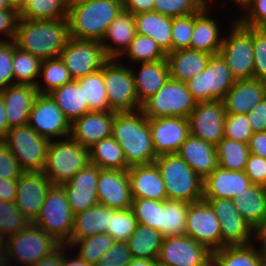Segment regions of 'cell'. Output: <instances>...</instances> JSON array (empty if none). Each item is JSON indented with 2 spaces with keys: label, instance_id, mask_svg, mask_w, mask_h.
<instances>
[{
  "label": "cell",
  "instance_id": "9f6ffc18",
  "mask_svg": "<svg viewBox=\"0 0 266 266\" xmlns=\"http://www.w3.org/2000/svg\"><path fill=\"white\" fill-rule=\"evenodd\" d=\"M254 78L266 82V31L253 28Z\"/></svg>",
  "mask_w": 266,
  "mask_h": 266
},
{
  "label": "cell",
  "instance_id": "94428289",
  "mask_svg": "<svg viewBox=\"0 0 266 266\" xmlns=\"http://www.w3.org/2000/svg\"><path fill=\"white\" fill-rule=\"evenodd\" d=\"M244 173L252 184L266 187V158L249 154Z\"/></svg>",
  "mask_w": 266,
  "mask_h": 266
},
{
  "label": "cell",
  "instance_id": "f546056e",
  "mask_svg": "<svg viewBox=\"0 0 266 266\" xmlns=\"http://www.w3.org/2000/svg\"><path fill=\"white\" fill-rule=\"evenodd\" d=\"M134 16L125 10L113 20L100 42L108 59H119L136 36Z\"/></svg>",
  "mask_w": 266,
  "mask_h": 266
},
{
  "label": "cell",
  "instance_id": "67dfc351",
  "mask_svg": "<svg viewBox=\"0 0 266 266\" xmlns=\"http://www.w3.org/2000/svg\"><path fill=\"white\" fill-rule=\"evenodd\" d=\"M155 266H166V265H163V264H160V263L156 262Z\"/></svg>",
  "mask_w": 266,
  "mask_h": 266
},
{
  "label": "cell",
  "instance_id": "74e56055",
  "mask_svg": "<svg viewBox=\"0 0 266 266\" xmlns=\"http://www.w3.org/2000/svg\"><path fill=\"white\" fill-rule=\"evenodd\" d=\"M90 163L100 169L128 170L124 152L112 137L104 138L89 148Z\"/></svg>",
  "mask_w": 266,
  "mask_h": 266
},
{
  "label": "cell",
  "instance_id": "979ff035",
  "mask_svg": "<svg viewBox=\"0 0 266 266\" xmlns=\"http://www.w3.org/2000/svg\"><path fill=\"white\" fill-rule=\"evenodd\" d=\"M0 9H14V8H11L6 2V0H0Z\"/></svg>",
  "mask_w": 266,
  "mask_h": 266
},
{
  "label": "cell",
  "instance_id": "ab89813d",
  "mask_svg": "<svg viewBox=\"0 0 266 266\" xmlns=\"http://www.w3.org/2000/svg\"><path fill=\"white\" fill-rule=\"evenodd\" d=\"M189 205L190 203L185 201H162L160 233L163 237L186 235V220Z\"/></svg>",
  "mask_w": 266,
  "mask_h": 266
},
{
  "label": "cell",
  "instance_id": "11a10c76",
  "mask_svg": "<svg viewBox=\"0 0 266 266\" xmlns=\"http://www.w3.org/2000/svg\"><path fill=\"white\" fill-rule=\"evenodd\" d=\"M253 135L247 114H227L224 126V137L248 143Z\"/></svg>",
  "mask_w": 266,
  "mask_h": 266
},
{
  "label": "cell",
  "instance_id": "b9fcfbb0",
  "mask_svg": "<svg viewBox=\"0 0 266 266\" xmlns=\"http://www.w3.org/2000/svg\"><path fill=\"white\" fill-rule=\"evenodd\" d=\"M256 236H266V220L262 224V226L256 230Z\"/></svg>",
  "mask_w": 266,
  "mask_h": 266
},
{
  "label": "cell",
  "instance_id": "277c9868",
  "mask_svg": "<svg viewBox=\"0 0 266 266\" xmlns=\"http://www.w3.org/2000/svg\"><path fill=\"white\" fill-rule=\"evenodd\" d=\"M154 163L164 181L167 200H202L203 179L176 153L160 155Z\"/></svg>",
  "mask_w": 266,
  "mask_h": 266
},
{
  "label": "cell",
  "instance_id": "6f0895ef",
  "mask_svg": "<svg viewBox=\"0 0 266 266\" xmlns=\"http://www.w3.org/2000/svg\"><path fill=\"white\" fill-rule=\"evenodd\" d=\"M13 52L14 40L0 41V90L14 85Z\"/></svg>",
  "mask_w": 266,
  "mask_h": 266
},
{
  "label": "cell",
  "instance_id": "f907efd6",
  "mask_svg": "<svg viewBox=\"0 0 266 266\" xmlns=\"http://www.w3.org/2000/svg\"><path fill=\"white\" fill-rule=\"evenodd\" d=\"M131 208L138 224L149 226L160 232L162 201L133 199Z\"/></svg>",
  "mask_w": 266,
  "mask_h": 266
},
{
  "label": "cell",
  "instance_id": "3957f363",
  "mask_svg": "<svg viewBox=\"0 0 266 266\" xmlns=\"http://www.w3.org/2000/svg\"><path fill=\"white\" fill-rule=\"evenodd\" d=\"M122 10V0L70 1L67 14L70 37L101 42Z\"/></svg>",
  "mask_w": 266,
  "mask_h": 266
},
{
  "label": "cell",
  "instance_id": "d6986e66",
  "mask_svg": "<svg viewBox=\"0 0 266 266\" xmlns=\"http://www.w3.org/2000/svg\"><path fill=\"white\" fill-rule=\"evenodd\" d=\"M52 183L43 171H24L17 179L15 206L30 220L38 217Z\"/></svg>",
  "mask_w": 266,
  "mask_h": 266
},
{
  "label": "cell",
  "instance_id": "09005b40",
  "mask_svg": "<svg viewBox=\"0 0 266 266\" xmlns=\"http://www.w3.org/2000/svg\"><path fill=\"white\" fill-rule=\"evenodd\" d=\"M213 2H216L215 0H198V2L204 7V8H211L213 7L211 4Z\"/></svg>",
  "mask_w": 266,
  "mask_h": 266
},
{
  "label": "cell",
  "instance_id": "9a60e30c",
  "mask_svg": "<svg viewBox=\"0 0 266 266\" xmlns=\"http://www.w3.org/2000/svg\"><path fill=\"white\" fill-rule=\"evenodd\" d=\"M208 201L219 219L221 248L248 245L255 242L256 231L238 212L233 199H203Z\"/></svg>",
  "mask_w": 266,
  "mask_h": 266
},
{
  "label": "cell",
  "instance_id": "f6af8a7d",
  "mask_svg": "<svg viewBox=\"0 0 266 266\" xmlns=\"http://www.w3.org/2000/svg\"><path fill=\"white\" fill-rule=\"evenodd\" d=\"M41 63L42 60L39 57L21 50L14 41L12 60L14 84H31L35 86L39 78Z\"/></svg>",
  "mask_w": 266,
  "mask_h": 266
},
{
  "label": "cell",
  "instance_id": "7bdbcfd3",
  "mask_svg": "<svg viewBox=\"0 0 266 266\" xmlns=\"http://www.w3.org/2000/svg\"><path fill=\"white\" fill-rule=\"evenodd\" d=\"M77 81L83 87L84 102L88 103L90 111H111L103 79V66Z\"/></svg>",
  "mask_w": 266,
  "mask_h": 266
},
{
  "label": "cell",
  "instance_id": "003e7915",
  "mask_svg": "<svg viewBox=\"0 0 266 266\" xmlns=\"http://www.w3.org/2000/svg\"><path fill=\"white\" fill-rule=\"evenodd\" d=\"M17 193V179H1L0 178V200L14 202Z\"/></svg>",
  "mask_w": 266,
  "mask_h": 266
},
{
  "label": "cell",
  "instance_id": "5bb4252c",
  "mask_svg": "<svg viewBox=\"0 0 266 266\" xmlns=\"http://www.w3.org/2000/svg\"><path fill=\"white\" fill-rule=\"evenodd\" d=\"M156 262L166 266H212V252L193 238L163 237Z\"/></svg>",
  "mask_w": 266,
  "mask_h": 266
},
{
  "label": "cell",
  "instance_id": "753ad0ef",
  "mask_svg": "<svg viewBox=\"0 0 266 266\" xmlns=\"http://www.w3.org/2000/svg\"><path fill=\"white\" fill-rule=\"evenodd\" d=\"M255 242L256 244L261 243L258 247L260 249L264 261H266V236H255Z\"/></svg>",
  "mask_w": 266,
  "mask_h": 266
},
{
  "label": "cell",
  "instance_id": "db71d44e",
  "mask_svg": "<svg viewBox=\"0 0 266 266\" xmlns=\"http://www.w3.org/2000/svg\"><path fill=\"white\" fill-rule=\"evenodd\" d=\"M203 8L198 0H155L153 11L173 18L198 13Z\"/></svg>",
  "mask_w": 266,
  "mask_h": 266
},
{
  "label": "cell",
  "instance_id": "9c48e42d",
  "mask_svg": "<svg viewBox=\"0 0 266 266\" xmlns=\"http://www.w3.org/2000/svg\"><path fill=\"white\" fill-rule=\"evenodd\" d=\"M119 59H108L103 64V79L111 111L141 110L130 66Z\"/></svg>",
  "mask_w": 266,
  "mask_h": 266
},
{
  "label": "cell",
  "instance_id": "30bf717a",
  "mask_svg": "<svg viewBox=\"0 0 266 266\" xmlns=\"http://www.w3.org/2000/svg\"><path fill=\"white\" fill-rule=\"evenodd\" d=\"M60 244L40 227L27 228L6 238V256L18 266H31L48 256Z\"/></svg>",
  "mask_w": 266,
  "mask_h": 266
},
{
  "label": "cell",
  "instance_id": "4316f807",
  "mask_svg": "<svg viewBox=\"0 0 266 266\" xmlns=\"http://www.w3.org/2000/svg\"><path fill=\"white\" fill-rule=\"evenodd\" d=\"M266 97V82L256 78L236 80L223 103L227 114H248Z\"/></svg>",
  "mask_w": 266,
  "mask_h": 266
},
{
  "label": "cell",
  "instance_id": "5b68a950",
  "mask_svg": "<svg viewBox=\"0 0 266 266\" xmlns=\"http://www.w3.org/2000/svg\"><path fill=\"white\" fill-rule=\"evenodd\" d=\"M89 163V149L71 137L50 140L43 172L52 185H62Z\"/></svg>",
  "mask_w": 266,
  "mask_h": 266
},
{
  "label": "cell",
  "instance_id": "8d00e7d4",
  "mask_svg": "<svg viewBox=\"0 0 266 266\" xmlns=\"http://www.w3.org/2000/svg\"><path fill=\"white\" fill-rule=\"evenodd\" d=\"M255 243L224 246L212 252V266H262L264 259Z\"/></svg>",
  "mask_w": 266,
  "mask_h": 266
},
{
  "label": "cell",
  "instance_id": "2a66077c",
  "mask_svg": "<svg viewBox=\"0 0 266 266\" xmlns=\"http://www.w3.org/2000/svg\"><path fill=\"white\" fill-rule=\"evenodd\" d=\"M0 266H16L15 264H12L10 259L6 256H0Z\"/></svg>",
  "mask_w": 266,
  "mask_h": 266
},
{
  "label": "cell",
  "instance_id": "f5cc1de1",
  "mask_svg": "<svg viewBox=\"0 0 266 266\" xmlns=\"http://www.w3.org/2000/svg\"><path fill=\"white\" fill-rule=\"evenodd\" d=\"M194 13L172 18V52L190 48Z\"/></svg>",
  "mask_w": 266,
  "mask_h": 266
},
{
  "label": "cell",
  "instance_id": "d4e9b609",
  "mask_svg": "<svg viewBox=\"0 0 266 266\" xmlns=\"http://www.w3.org/2000/svg\"><path fill=\"white\" fill-rule=\"evenodd\" d=\"M6 110L8 127L23 126L29 122L31 108L39 94L31 84H14L0 90Z\"/></svg>",
  "mask_w": 266,
  "mask_h": 266
},
{
  "label": "cell",
  "instance_id": "52a82bcc",
  "mask_svg": "<svg viewBox=\"0 0 266 266\" xmlns=\"http://www.w3.org/2000/svg\"><path fill=\"white\" fill-rule=\"evenodd\" d=\"M228 23L230 31L228 30L229 33L224 36L219 54L236 80L252 79L254 78L253 27L242 26L236 17Z\"/></svg>",
  "mask_w": 266,
  "mask_h": 266
},
{
  "label": "cell",
  "instance_id": "be15d7a7",
  "mask_svg": "<svg viewBox=\"0 0 266 266\" xmlns=\"http://www.w3.org/2000/svg\"><path fill=\"white\" fill-rule=\"evenodd\" d=\"M247 118L253 133L266 131V97L249 111Z\"/></svg>",
  "mask_w": 266,
  "mask_h": 266
},
{
  "label": "cell",
  "instance_id": "89a4df30",
  "mask_svg": "<svg viewBox=\"0 0 266 266\" xmlns=\"http://www.w3.org/2000/svg\"><path fill=\"white\" fill-rule=\"evenodd\" d=\"M67 250H69V246L62 245V266H93L84 261L78 254L73 257L70 254L69 257V253H66L69 252Z\"/></svg>",
  "mask_w": 266,
  "mask_h": 266
},
{
  "label": "cell",
  "instance_id": "4dcf8cb0",
  "mask_svg": "<svg viewBox=\"0 0 266 266\" xmlns=\"http://www.w3.org/2000/svg\"><path fill=\"white\" fill-rule=\"evenodd\" d=\"M138 70L131 68L139 103L142 105L153 96L169 79L167 59L153 62H140Z\"/></svg>",
  "mask_w": 266,
  "mask_h": 266
},
{
  "label": "cell",
  "instance_id": "6125c7cd",
  "mask_svg": "<svg viewBox=\"0 0 266 266\" xmlns=\"http://www.w3.org/2000/svg\"><path fill=\"white\" fill-rule=\"evenodd\" d=\"M19 11L16 9H0V41H12L15 39ZM5 36L4 38H2Z\"/></svg>",
  "mask_w": 266,
  "mask_h": 266
},
{
  "label": "cell",
  "instance_id": "7dc6e473",
  "mask_svg": "<svg viewBox=\"0 0 266 266\" xmlns=\"http://www.w3.org/2000/svg\"><path fill=\"white\" fill-rule=\"evenodd\" d=\"M115 240L108 234L102 233L79 240H70L69 248L78 247V255L88 264L95 266L98 260L108 252Z\"/></svg>",
  "mask_w": 266,
  "mask_h": 266
},
{
  "label": "cell",
  "instance_id": "deb4b68c",
  "mask_svg": "<svg viewBox=\"0 0 266 266\" xmlns=\"http://www.w3.org/2000/svg\"><path fill=\"white\" fill-rule=\"evenodd\" d=\"M233 3H236L235 5L238 6V8L246 1V0H232Z\"/></svg>",
  "mask_w": 266,
  "mask_h": 266
},
{
  "label": "cell",
  "instance_id": "603ad722",
  "mask_svg": "<svg viewBox=\"0 0 266 266\" xmlns=\"http://www.w3.org/2000/svg\"><path fill=\"white\" fill-rule=\"evenodd\" d=\"M69 1H88V0H69Z\"/></svg>",
  "mask_w": 266,
  "mask_h": 266
},
{
  "label": "cell",
  "instance_id": "816d5d0a",
  "mask_svg": "<svg viewBox=\"0 0 266 266\" xmlns=\"http://www.w3.org/2000/svg\"><path fill=\"white\" fill-rule=\"evenodd\" d=\"M239 8L235 17L242 26L261 28L266 23V0H246Z\"/></svg>",
  "mask_w": 266,
  "mask_h": 266
},
{
  "label": "cell",
  "instance_id": "bcb514c9",
  "mask_svg": "<svg viewBox=\"0 0 266 266\" xmlns=\"http://www.w3.org/2000/svg\"><path fill=\"white\" fill-rule=\"evenodd\" d=\"M125 56L127 58H125ZM167 54L161 47L149 36L136 34L135 38L130 43L128 49L119 58L127 59V62H133L137 65L140 62H153L166 59Z\"/></svg>",
  "mask_w": 266,
  "mask_h": 266
},
{
  "label": "cell",
  "instance_id": "5803f987",
  "mask_svg": "<svg viewBox=\"0 0 266 266\" xmlns=\"http://www.w3.org/2000/svg\"><path fill=\"white\" fill-rule=\"evenodd\" d=\"M262 266H266V261L263 262Z\"/></svg>",
  "mask_w": 266,
  "mask_h": 266
},
{
  "label": "cell",
  "instance_id": "44dd1931",
  "mask_svg": "<svg viewBox=\"0 0 266 266\" xmlns=\"http://www.w3.org/2000/svg\"><path fill=\"white\" fill-rule=\"evenodd\" d=\"M98 203L110 209L132 207L133 197L127 170L100 169L97 182Z\"/></svg>",
  "mask_w": 266,
  "mask_h": 266
},
{
  "label": "cell",
  "instance_id": "7a4b0ae2",
  "mask_svg": "<svg viewBox=\"0 0 266 266\" xmlns=\"http://www.w3.org/2000/svg\"><path fill=\"white\" fill-rule=\"evenodd\" d=\"M70 38L67 18L59 20H25L19 18L16 46L41 60L57 58Z\"/></svg>",
  "mask_w": 266,
  "mask_h": 266
},
{
  "label": "cell",
  "instance_id": "8fae6325",
  "mask_svg": "<svg viewBox=\"0 0 266 266\" xmlns=\"http://www.w3.org/2000/svg\"><path fill=\"white\" fill-rule=\"evenodd\" d=\"M49 142L28 124L9 128L3 139L24 171L44 170Z\"/></svg>",
  "mask_w": 266,
  "mask_h": 266
},
{
  "label": "cell",
  "instance_id": "680465c9",
  "mask_svg": "<svg viewBox=\"0 0 266 266\" xmlns=\"http://www.w3.org/2000/svg\"><path fill=\"white\" fill-rule=\"evenodd\" d=\"M132 259L127 242L115 241L95 266H129Z\"/></svg>",
  "mask_w": 266,
  "mask_h": 266
},
{
  "label": "cell",
  "instance_id": "1f68e13d",
  "mask_svg": "<svg viewBox=\"0 0 266 266\" xmlns=\"http://www.w3.org/2000/svg\"><path fill=\"white\" fill-rule=\"evenodd\" d=\"M211 54L195 49H181L167 53L170 77L188 82L204 71Z\"/></svg>",
  "mask_w": 266,
  "mask_h": 266
},
{
  "label": "cell",
  "instance_id": "7402d4cb",
  "mask_svg": "<svg viewBox=\"0 0 266 266\" xmlns=\"http://www.w3.org/2000/svg\"><path fill=\"white\" fill-rule=\"evenodd\" d=\"M99 173L100 168L89 163L69 181L61 185L74 215L98 204L97 182Z\"/></svg>",
  "mask_w": 266,
  "mask_h": 266
},
{
  "label": "cell",
  "instance_id": "91938a15",
  "mask_svg": "<svg viewBox=\"0 0 266 266\" xmlns=\"http://www.w3.org/2000/svg\"><path fill=\"white\" fill-rule=\"evenodd\" d=\"M23 172L14 154L2 143L0 145V178L16 180Z\"/></svg>",
  "mask_w": 266,
  "mask_h": 266
},
{
  "label": "cell",
  "instance_id": "d590c367",
  "mask_svg": "<svg viewBox=\"0 0 266 266\" xmlns=\"http://www.w3.org/2000/svg\"><path fill=\"white\" fill-rule=\"evenodd\" d=\"M110 210V208L98 203L75 214L70 240H79L106 233V227H108V212Z\"/></svg>",
  "mask_w": 266,
  "mask_h": 266
},
{
  "label": "cell",
  "instance_id": "c3c4849f",
  "mask_svg": "<svg viewBox=\"0 0 266 266\" xmlns=\"http://www.w3.org/2000/svg\"><path fill=\"white\" fill-rule=\"evenodd\" d=\"M137 219L132 208L124 210L111 209L108 212V233L115 241L127 242L135 231Z\"/></svg>",
  "mask_w": 266,
  "mask_h": 266
},
{
  "label": "cell",
  "instance_id": "f35d334b",
  "mask_svg": "<svg viewBox=\"0 0 266 266\" xmlns=\"http://www.w3.org/2000/svg\"><path fill=\"white\" fill-rule=\"evenodd\" d=\"M162 240L163 236L159 231L137 224L127 244L133 258L157 260Z\"/></svg>",
  "mask_w": 266,
  "mask_h": 266
},
{
  "label": "cell",
  "instance_id": "4fadbf2b",
  "mask_svg": "<svg viewBox=\"0 0 266 266\" xmlns=\"http://www.w3.org/2000/svg\"><path fill=\"white\" fill-rule=\"evenodd\" d=\"M59 58L69 70L73 80H78L102 68L108 60L99 41L70 37Z\"/></svg>",
  "mask_w": 266,
  "mask_h": 266
},
{
  "label": "cell",
  "instance_id": "484cf974",
  "mask_svg": "<svg viewBox=\"0 0 266 266\" xmlns=\"http://www.w3.org/2000/svg\"><path fill=\"white\" fill-rule=\"evenodd\" d=\"M127 171L133 199L167 200L164 181L155 163L131 166Z\"/></svg>",
  "mask_w": 266,
  "mask_h": 266
},
{
  "label": "cell",
  "instance_id": "681fc988",
  "mask_svg": "<svg viewBox=\"0 0 266 266\" xmlns=\"http://www.w3.org/2000/svg\"><path fill=\"white\" fill-rule=\"evenodd\" d=\"M31 224L14 202L0 200V234L6 238L21 232Z\"/></svg>",
  "mask_w": 266,
  "mask_h": 266
},
{
  "label": "cell",
  "instance_id": "603a6c76",
  "mask_svg": "<svg viewBox=\"0 0 266 266\" xmlns=\"http://www.w3.org/2000/svg\"><path fill=\"white\" fill-rule=\"evenodd\" d=\"M251 185L244 171L226 170L218 166L203 180L202 199L239 200V195Z\"/></svg>",
  "mask_w": 266,
  "mask_h": 266
},
{
  "label": "cell",
  "instance_id": "b9f144b4",
  "mask_svg": "<svg viewBox=\"0 0 266 266\" xmlns=\"http://www.w3.org/2000/svg\"><path fill=\"white\" fill-rule=\"evenodd\" d=\"M40 77L41 79H38L35 85L40 94H49L54 89L73 80L69 70L59 57L42 60L39 78Z\"/></svg>",
  "mask_w": 266,
  "mask_h": 266
},
{
  "label": "cell",
  "instance_id": "60d3db41",
  "mask_svg": "<svg viewBox=\"0 0 266 266\" xmlns=\"http://www.w3.org/2000/svg\"><path fill=\"white\" fill-rule=\"evenodd\" d=\"M69 0H26L19 11L25 20H59L67 18Z\"/></svg>",
  "mask_w": 266,
  "mask_h": 266
},
{
  "label": "cell",
  "instance_id": "2e32d148",
  "mask_svg": "<svg viewBox=\"0 0 266 266\" xmlns=\"http://www.w3.org/2000/svg\"><path fill=\"white\" fill-rule=\"evenodd\" d=\"M28 125L49 140L70 137L71 123L49 94H38Z\"/></svg>",
  "mask_w": 266,
  "mask_h": 266
},
{
  "label": "cell",
  "instance_id": "a7ac6f4b",
  "mask_svg": "<svg viewBox=\"0 0 266 266\" xmlns=\"http://www.w3.org/2000/svg\"><path fill=\"white\" fill-rule=\"evenodd\" d=\"M31 266H62V245Z\"/></svg>",
  "mask_w": 266,
  "mask_h": 266
},
{
  "label": "cell",
  "instance_id": "ffe728a7",
  "mask_svg": "<svg viewBox=\"0 0 266 266\" xmlns=\"http://www.w3.org/2000/svg\"><path fill=\"white\" fill-rule=\"evenodd\" d=\"M148 123L157 156L177 153L190 135L188 118H148Z\"/></svg>",
  "mask_w": 266,
  "mask_h": 266
},
{
  "label": "cell",
  "instance_id": "b62a3aed",
  "mask_svg": "<svg viewBox=\"0 0 266 266\" xmlns=\"http://www.w3.org/2000/svg\"><path fill=\"white\" fill-rule=\"evenodd\" d=\"M264 31H266V23L261 27Z\"/></svg>",
  "mask_w": 266,
  "mask_h": 266
},
{
  "label": "cell",
  "instance_id": "ee69618b",
  "mask_svg": "<svg viewBox=\"0 0 266 266\" xmlns=\"http://www.w3.org/2000/svg\"><path fill=\"white\" fill-rule=\"evenodd\" d=\"M219 167L244 171L250 154L247 143L223 137L216 145Z\"/></svg>",
  "mask_w": 266,
  "mask_h": 266
},
{
  "label": "cell",
  "instance_id": "ac0fdd59",
  "mask_svg": "<svg viewBox=\"0 0 266 266\" xmlns=\"http://www.w3.org/2000/svg\"><path fill=\"white\" fill-rule=\"evenodd\" d=\"M226 115L223 101L198 102L188 117L190 134L217 145L224 137Z\"/></svg>",
  "mask_w": 266,
  "mask_h": 266
},
{
  "label": "cell",
  "instance_id": "cb8c5ba5",
  "mask_svg": "<svg viewBox=\"0 0 266 266\" xmlns=\"http://www.w3.org/2000/svg\"><path fill=\"white\" fill-rule=\"evenodd\" d=\"M115 111H90L71 123L70 137L85 148L112 136Z\"/></svg>",
  "mask_w": 266,
  "mask_h": 266
},
{
  "label": "cell",
  "instance_id": "e7e4bbea",
  "mask_svg": "<svg viewBox=\"0 0 266 266\" xmlns=\"http://www.w3.org/2000/svg\"><path fill=\"white\" fill-rule=\"evenodd\" d=\"M247 145L251 154L266 158V131L254 132Z\"/></svg>",
  "mask_w": 266,
  "mask_h": 266
},
{
  "label": "cell",
  "instance_id": "e575fe53",
  "mask_svg": "<svg viewBox=\"0 0 266 266\" xmlns=\"http://www.w3.org/2000/svg\"><path fill=\"white\" fill-rule=\"evenodd\" d=\"M49 95L70 123L90 112L88 103L84 102L83 87L77 80L54 89Z\"/></svg>",
  "mask_w": 266,
  "mask_h": 266
},
{
  "label": "cell",
  "instance_id": "8c879c8a",
  "mask_svg": "<svg viewBox=\"0 0 266 266\" xmlns=\"http://www.w3.org/2000/svg\"><path fill=\"white\" fill-rule=\"evenodd\" d=\"M156 260L133 258L129 266H155Z\"/></svg>",
  "mask_w": 266,
  "mask_h": 266
},
{
  "label": "cell",
  "instance_id": "e0dca14e",
  "mask_svg": "<svg viewBox=\"0 0 266 266\" xmlns=\"http://www.w3.org/2000/svg\"><path fill=\"white\" fill-rule=\"evenodd\" d=\"M186 235L211 252L221 249L219 219L208 201L191 202L187 212Z\"/></svg>",
  "mask_w": 266,
  "mask_h": 266
},
{
  "label": "cell",
  "instance_id": "83f0119b",
  "mask_svg": "<svg viewBox=\"0 0 266 266\" xmlns=\"http://www.w3.org/2000/svg\"><path fill=\"white\" fill-rule=\"evenodd\" d=\"M212 8H203L194 13V29L190 42V48L203 51L211 55L219 54L224 36L220 30V22L211 15ZM211 15V16H210Z\"/></svg>",
  "mask_w": 266,
  "mask_h": 266
},
{
  "label": "cell",
  "instance_id": "6da1fadb",
  "mask_svg": "<svg viewBox=\"0 0 266 266\" xmlns=\"http://www.w3.org/2000/svg\"><path fill=\"white\" fill-rule=\"evenodd\" d=\"M112 137L121 146L129 167L152 164L158 157L153 147L148 118L141 110L116 112Z\"/></svg>",
  "mask_w": 266,
  "mask_h": 266
},
{
  "label": "cell",
  "instance_id": "03108f58",
  "mask_svg": "<svg viewBox=\"0 0 266 266\" xmlns=\"http://www.w3.org/2000/svg\"><path fill=\"white\" fill-rule=\"evenodd\" d=\"M155 0H122L123 10L136 15L154 10Z\"/></svg>",
  "mask_w": 266,
  "mask_h": 266
},
{
  "label": "cell",
  "instance_id": "11e5206c",
  "mask_svg": "<svg viewBox=\"0 0 266 266\" xmlns=\"http://www.w3.org/2000/svg\"><path fill=\"white\" fill-rule=\"evenodd\" d=\"M6 255V237L0 234V256Z\"/></svg>",
  "mask_w": 266,
  "mask_h": 266
},
{
  "label": "cell",
  "instance_id": "836d02e7",
  "mask_svg": "<svg viewBox=\"0 0 266 266\" xmlns=\"http://www.w3.org/2000/svg\"><path fill=\"white\" fill-rule=\"evenodd\" d=\"M239 196V200H233L238 212L258 230L266 220V187L252 184Z\"/></svg>",
  "mask_w": 266,
  "mask_h": 266
},
{
  "label": "cell",
  "instance_id": "ba28073f",
  "mask_svg": "<svg viewBox=\"0 0 266 266\" xmlns=\"http://www.w3.org/2000/svg\"><path fill=\"white\" fill-rule=\"evenodd\" d=\"M197 103L186 83L169 77L166 83L142 104L141 111L147 118H188Z\"/></svg>",
  "mask_w": 266,
  "mask_h": 266
},
{
  "label": "cell",
  "instance_id": "d6a6232c",
  "mask_svg": "<svg viewBox=\"0 0 266 266\" xmlns=\"http://www.w3.org/2000/svg\"><path fill=\"white\" fill-rule=\"evenodd\" d=\"M133 16L137 34L151 37L166 54L172 52V17L155 11Z\"/></svg>",
  "mask_w": 266,
  "mask_h": 266
},
{
  "label": "cell",
  "instance_id": "7c38bea8",
  "mask_svg": "<svg viewBox=\"0 0 266 266\" xmlns=\"http://www.w3.org/2000/svg\"><path fill=\"white\" fill-rule=\"evenodd\" d=\"M236 79L220 54L211 55L206 68L186 82L197 102L223 101Z\"/></svg>",
  "mask_w": 266,
  "mask_h": 266
},
{
  "label": "cell",
  "instance_id": "8992f818",
  "mask_svg": "<svg viewBox=\"0 0 266 266\" xmlns=\"http://www.w3.org/2000/svg\"><path fill=\"white\" fill-rule=\"evenodd\" d=\"M33 224L44 230L60 245L69 243L74 226V214L61 185H51L48 189L40 213Z\"/></svg>",
  "mask_w": 266,
  "mask_h": 266
},
{
  "label": "cell",
  "instance_id": "f1b7e54d",
  "mask_svg": "<svg viewBox=\"0 0 266 266\" xmlns=\"http://www.w3.org/2000/svg\"><path fill=\"white\" fill-rule=\"evenodd\" d=\"M203 180L219 166L216 145L189 135L176 153Z\"/></svg>",
  "mask_w": 266,
  "mask_h": 266
},
{
  "label": "cell",
  "instance_id": "2644e50d",
  "mask_svg": "<svg viewBox=\"0 0 266 266\" xmlns=\"http://www.w3.org/2000/svg\"><path fill=\"white\" fill-rule=\"evenodd\" d=\"M8 129L9 127H8L7 118H6V110H5L3 99L0 94V138L2 140L5 138Z\"/></svg>",
  "mask_w": 266,
  "mask_h": 266
},
{
  "label": "cell",
  "instance_id": "34e18365",
  "mask_svg": "<svg viewBox=\"0 0 266 266\" xmlns=\"http://www.w3.org/2000/svg\"><path fill=\"white\" fill-rule=\"evenodd\" d=\"M26 0H6V2L8 3V5L11 8L16 9L17 11H20L21 8L24 6Z\"/></svg>",
  "mask_w": 266,
  "mask_h": 266
}]
</instances>
